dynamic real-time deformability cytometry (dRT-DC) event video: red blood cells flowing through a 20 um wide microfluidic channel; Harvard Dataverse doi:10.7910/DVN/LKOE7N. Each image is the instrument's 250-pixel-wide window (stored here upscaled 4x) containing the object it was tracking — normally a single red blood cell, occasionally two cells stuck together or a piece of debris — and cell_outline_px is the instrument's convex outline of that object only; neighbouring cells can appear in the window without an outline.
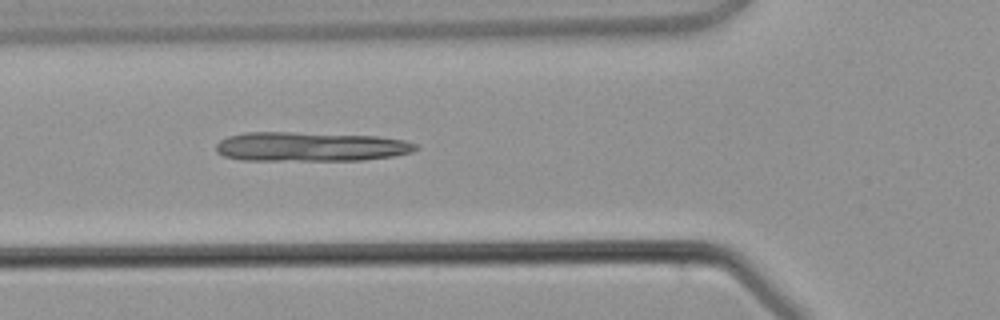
{"species": "common noctule bat (a hibernating species)", "species_latin": "Nyctalus noctula", "temperature_condition": "warm", "stored_images_in_passage": 4, "camera_frame_rate_fps": 3000, "um_per_image_px": 0.085, "animal": {"sex": "male", "body_mass_g": 21.5, "forearm_length_mm": 52.0}, "frame": {"image": 1, "passage_image": 4, "time_ms": 3.667, "image_size_px": [1000, 320], "cell_outline_px": [[420, 148], [412, 152], [392, 156], [364, 160], [244, 160], [224, 156], [216, 152], [216, 144], [220, 140], [228, 136], [244, 132], [292, 132], [376, 136], [404, 140], [416, 144]], "centroid_in_image_um": [26.38, 12.46], "position_along_channel_um": 99.4, "area_um2": 34.22}}